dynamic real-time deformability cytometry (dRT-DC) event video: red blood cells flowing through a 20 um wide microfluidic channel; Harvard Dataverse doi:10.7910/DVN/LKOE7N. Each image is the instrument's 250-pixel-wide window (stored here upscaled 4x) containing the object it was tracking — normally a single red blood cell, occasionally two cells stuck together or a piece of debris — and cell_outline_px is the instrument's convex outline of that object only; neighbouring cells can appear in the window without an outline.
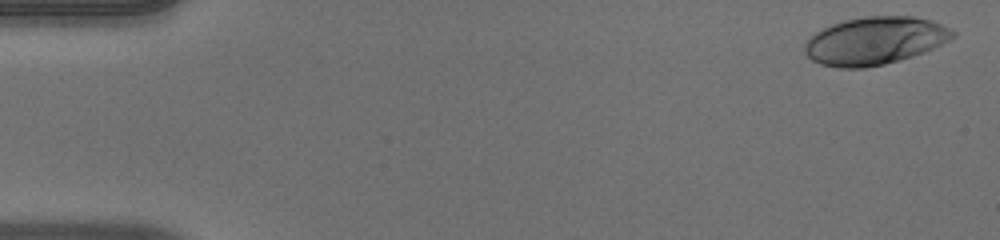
{"species": "human", "species_latin": "Homo sapiens", "temperature_condition": "warm", "stored_images_in_passage": 51, "camera_frame_rate_fps": 3000, "um_per_image_px": 0.085, "donor": {"sex": "male"}, "frame": {"image": 1, "passage_image": 2, "time_ms": 0.333, "image_size_px": [1000, 240], "cell_outline_px": [[956, 36], [924, 52], [912, 56], [884, 64], [864, 68], [840, 68], [820, 64], [812, 60], [804, 52], [804, 44], [816, 32], [832, 24], [844, 20], [864, 16], [912, 16], [932, 20], [956, 32]], "centroid_in_image_um": [74.35, 3.46], "position_along_channel_um": 10.7, "area_um2": 40.98}}
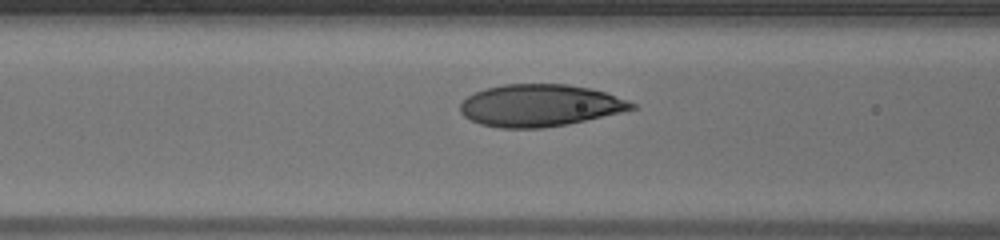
{"frame": {"image": 2, "passage_image": 21, "time_ms": 6.667, "image_size_px": [1000, 240], "cell_outline_px": [[636, 108], [620, 112], [568, 124], [544, 128], [500, 128], [480, 124], [464, 116], [460, 112], [460, 104], [468, 96], [484, 88], [504, 84], [568, 84], [592, 88], [628, 100], [636, 104]], "centroid_in_image_um": [45.88, 8.96], "position_along_channel_um": 120.7, "area_um2": 42.02}}
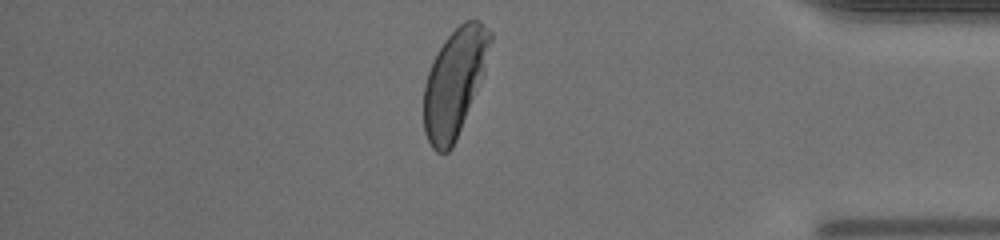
{"frame": {"image": 3, "passage_image": 44, "time_ms": 14.333, "image_size_px": [1000, 240], "cell_outline_px": [[492, 40], [484, 72], [456, 140], [452, 148], [448, 152], [436, 152], [432, 148], [424, 132], [424, 84], [432, 60], [444, 40], [464, 20], [480, 20], [492, 32]], "centroid_in_image_um": [38.63, 7.0], "position_along_channel_um": 396.6, "area_um2": 41.38}, "authors_computed_cell_mechanics": {"area_um2": 41.5582, "velocity_mm_per_s": 3.9942, "shape_relaxation_time_tau1_ms": 3.3381, "shape_relaxation_time_tau2_ms": null, "deformation_change_tau1": 0.1773, "deformation_change_tau2": null}}